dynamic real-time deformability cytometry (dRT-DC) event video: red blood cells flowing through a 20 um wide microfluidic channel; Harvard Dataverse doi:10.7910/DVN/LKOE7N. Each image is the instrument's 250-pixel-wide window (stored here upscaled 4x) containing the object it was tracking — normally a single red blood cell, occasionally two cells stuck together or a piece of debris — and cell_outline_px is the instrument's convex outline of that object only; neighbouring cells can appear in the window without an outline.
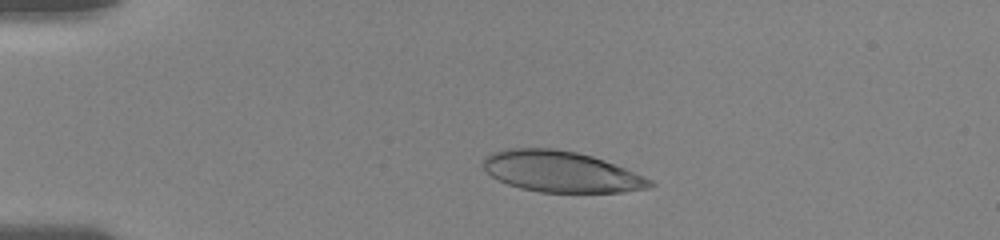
{"species": "human", "species_latin": "Homo sapiens", "temperature_condition": "room temperature", "stored_images_in_passage": 55, "camera_frame_rate_fps": 3000, "um_per_image_px": 0.085, "donor": {"sex": "female"}, "frame": {"image": 1, "passage_image": 16, "time_ms": 3.0, "image_size_px": [1000, 240], "cell_outline_px": [[656, 184], [648, 188], [624, 192], [540, 192], [520, 188], [508, 184], [492, 176], [484, 168], [484, 156], [492, 152], [508, 148], [556, 148], [576, 152], [592, 156], [604, 160], [644, 176], [652, 180]], "centroid_in_image_um": [47.7, 14.59], "position_along_channel_um": 37.3, "area_um2": 39.71}}
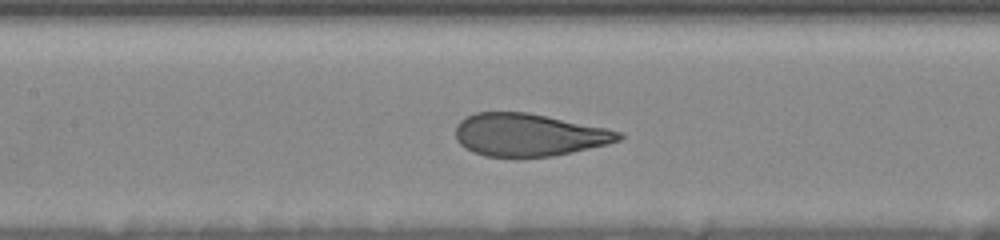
{"frame": {"image": 2, "passage_image": 45, "time_ms": 7.667, "image_size_px": [1000, 240], "cell_outline_px": [[624, 136], [620, 140], [608, 144], [572, 152], [552, 156], [516, 160], [484, 156], [472, 152], [460, 144], [456, 140], [456, 124], [464, 116], [476, 112], [528, 112], [604, 128], [620, 132]], "centroid_in_image_um": [44.87, 11.5], "position_along_channel_um": 162.5, "area_um2": 41.27}}
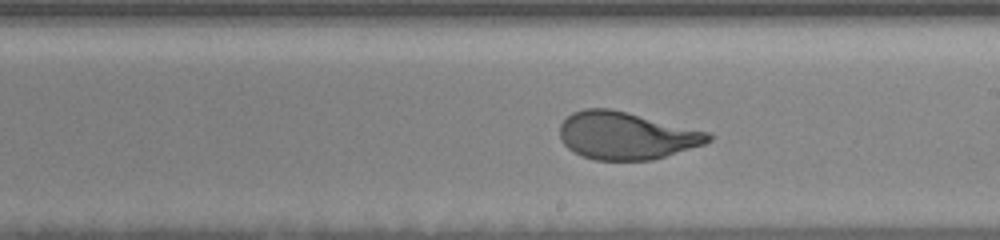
{"frame": {"image": 3, "passage_image": 54, "time_ms": 9.667, "image_size_px": [1000, 240], "cell_outline_px": [[712, 140], [704, 144], [652, 160], [596, 160], [580, 156], [568, 148], [560, 140], [560, 124], [572, 112], [584, 108], [612, 108], [708, 132], [712, 136]], "centroid_in_image_um": [53.19, 11.52], "position_along_channel_um": 235.8, "area_um2": 41.1}}